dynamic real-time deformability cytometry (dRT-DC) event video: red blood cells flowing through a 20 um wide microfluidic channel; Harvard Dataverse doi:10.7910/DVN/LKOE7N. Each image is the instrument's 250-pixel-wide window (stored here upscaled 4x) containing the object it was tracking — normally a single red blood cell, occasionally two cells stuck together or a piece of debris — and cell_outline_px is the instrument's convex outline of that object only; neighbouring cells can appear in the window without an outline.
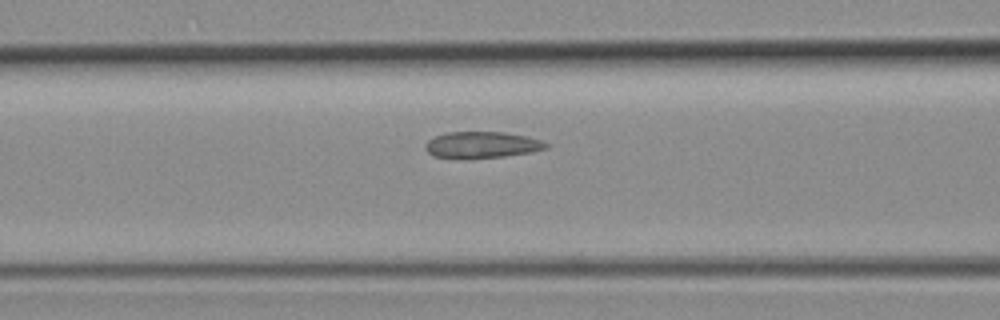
{"species": "common noctule bat (a hibernating species)", "species_latin": "Nyctalus noctula", "temperature_condition": "room temperature", "stored_images_in_passage": 31, "camera_frame_rate_fps": 3000, "um_per_image_px": 0.085, "animal": {"sex": "female", "body_mass_g": 19.3, "forearm_length_mm": 54.1}, "frame": {"image": 1, "passage_image": 10, "time_ms": 3.0, "image_size_px": [1000, 320], "cell_outline_px": [[552, 144], [548, 148], [532, 152], [504, 156], [432, 156], [424, 148], [424, 144], [428, 140], [436, 136], [448, 132], [504, 132], [524, 136], [540, 140]], "centroid_in_image_um": [41.01, 12.28], "position_along_channel_um": 125.6, "area_um2": 17.92}}
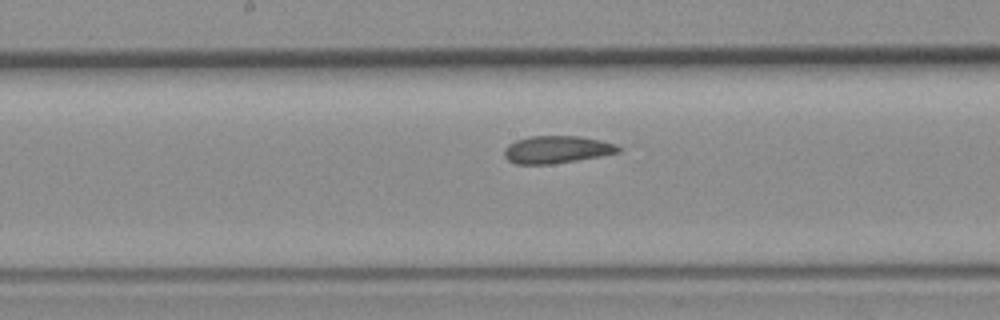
{"frame": {"image": 2, "passage_image": 15, "time_ms": 4.667, "image_size_px": [1000, 320], "cell_outline_px": [[620, 152], [600, 156], [552, 164], [516, 164], [508, 160], [504, 156], [504, 148], [508, 144], [516, 140], [528, 136], [580, 136], [600, 140], [616, 144], [620, 148]], "centroid_in_image_um": [47.3, 12.71], "position_along_channel_um": 200.9, "area_um2": 18.26}}
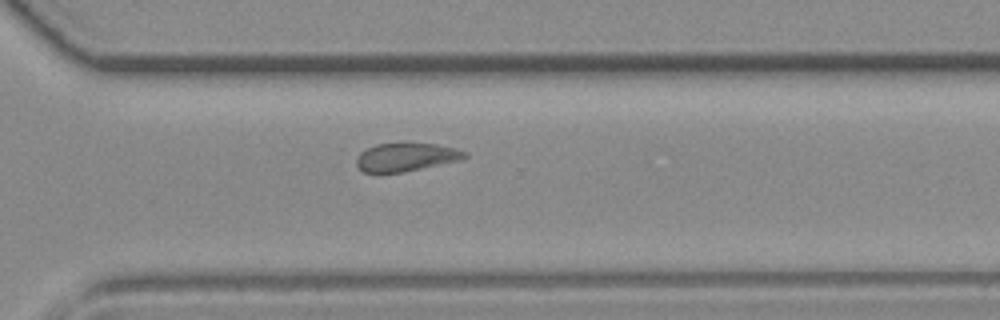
{"frame": {"image": 3, "passage_image": 24, "time_ms": 7.667, "image_size_px": [1000, 320], "cell_outline_px": [[468, 156], [460, 160], [404, 172], [364, 172], [356, 164], [356, 160], [360, 152], [376, 144], [436, 144], [468, 152]], "centroid_in_image_um": [34.52, 13.36], "position_along_channel_um": 336.1, "area_um2": 17.46}}